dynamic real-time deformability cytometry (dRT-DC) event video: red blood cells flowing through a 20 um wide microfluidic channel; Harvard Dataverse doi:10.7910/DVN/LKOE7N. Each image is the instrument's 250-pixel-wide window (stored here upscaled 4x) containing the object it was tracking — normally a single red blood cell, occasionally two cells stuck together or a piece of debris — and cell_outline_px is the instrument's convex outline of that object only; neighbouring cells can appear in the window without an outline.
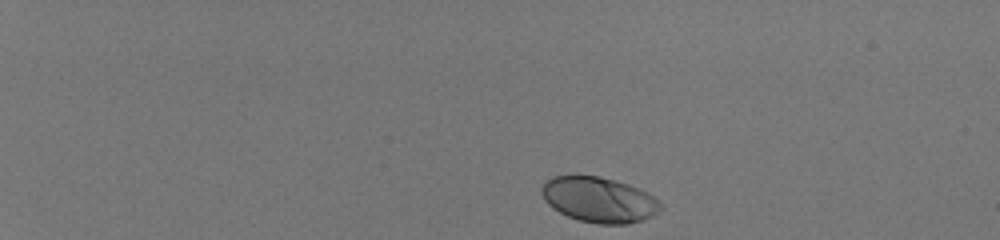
{"species": "human", "species_latin": "Homo sapiens", "temperature_condition": "room temperature", "stored_images_in_passage": 44, "camera_frame_rate_fps": 3000, "um_per_image_px": 0.085, "donor": {"sex": "male"}, "frame": {"image": 1, "passage_image": 1, "time_ms": 0.0, "image_size_px": [1000, 240], "cell_outline_px": [[664, 208], [660, 212], [644, 220], [628, 224], [600, 224], [580, 220], [568, 216], [552, 208], [544, 200], [540, 192], [540, 188], [552, 176], [600, 176], [628, 184], [648, 192], [664, 204]], "centroid_in_image_um": [50.96, 16.99], "position_along_channel_um": 34.0, "area_um2": 31.67}}
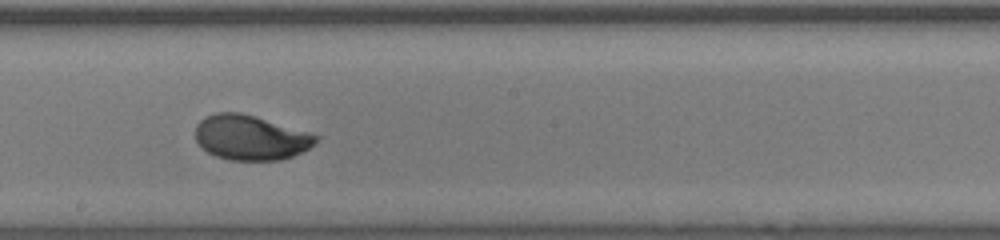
{"frame": {"image": 2, "passage_image": 25, "time_ms": 8.0, "image_size_px": [1000, 240], "cell_outline_px": [[320, 136], [316, 144], [292, 156], [280, 160], [228, 160], [216, 156], [208, 152], [196, 140], [196, 124], [204, 116], [216, 112], [240, 112], [256, 116], [308, 132]], "centroid_in_image_um": [21.29, 11.68], "position_along_channel_um": 226.9, "area_um2": 31.5}}
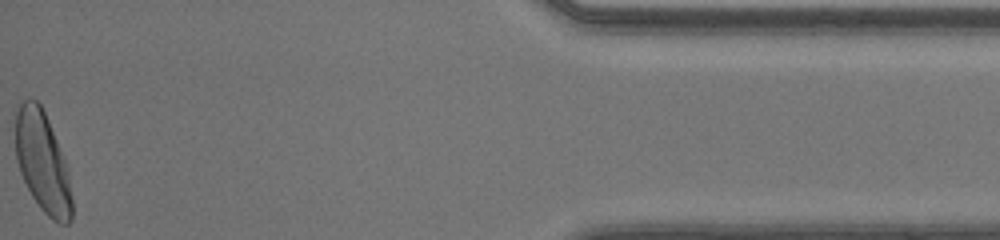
{"frame": {"image": 3, "passage_image": 44, "time_ms": 14.333, "image_size_px": [1000, 240], "cell_outline_px": [[72, 220], [68, 224], [60, 224], [52, 220], [40, 208], [32, 196], [20, 172], [16, 160], [16, 112], [20, 104], [24, 100], [36, 100], [40, 104], [48, 120], [68, 164], [72, 196]], "centroid_in_image_um": [3.65, 13.83], "position_along_channel_um": 431.5, "area_um2": 33.29}, "authors_computed_cell_mechanics": {"area_um2": 31.2987, "velocity_mm_per_s": 4.099, "shape_relaxation_time_tau1_ms": 2.3948, "shape_relaxation_time_tau2_ms": null, "deformation_change_tau1": 0.152, "deformation_change_tau2": null}}